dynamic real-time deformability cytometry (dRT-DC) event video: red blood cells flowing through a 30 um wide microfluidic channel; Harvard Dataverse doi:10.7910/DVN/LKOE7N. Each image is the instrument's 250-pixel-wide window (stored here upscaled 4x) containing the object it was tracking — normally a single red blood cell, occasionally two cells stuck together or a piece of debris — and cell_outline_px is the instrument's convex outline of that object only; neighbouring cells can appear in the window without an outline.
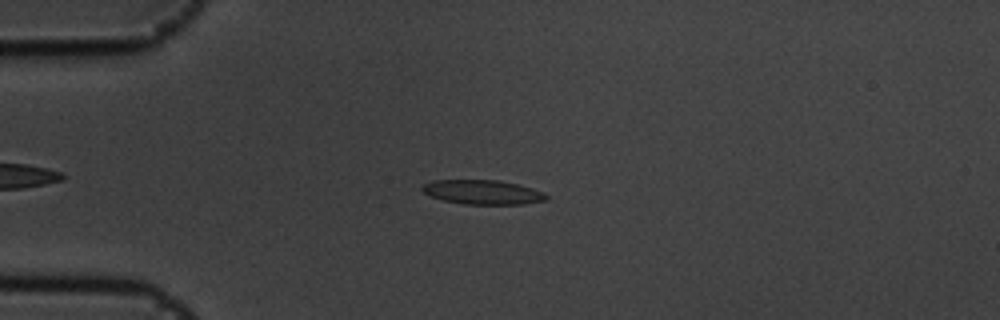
{"species": "common noctule bat (a hibernating species)", "species_latin": "Nyctalus noctula", "temperature_condition": "cold", "stored_images_in_passage": 50, "camera_frame_rate_fps": 3000, "um_per_image_px": 0.085, "animal": {"sex": "male", "body_mass_g": 19.5, "forearm_length_mm": 54.6}, "frame": {"image": 1, "passage_image": 8, "time_ms": 2.333, "image_size_px": [1000, 320], "cell_outline_px": [[548, 196], [544, 200], [524, 204], [464, 204], [444, 200], [432, 196], [424, 192], [420, 188], [424, 184], [432, 180], [500, 180], [532, 188], [544, 192]], "centroid_in_image_um": [41.02, 16.33], "position_along_channel_um": 44.0, "area_um2": 17.46}}
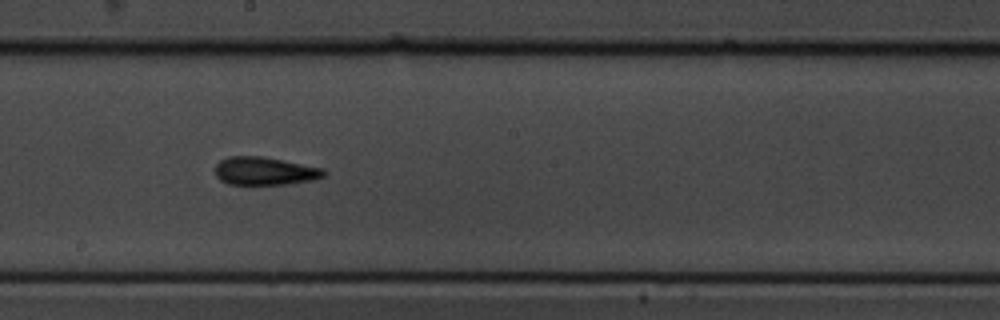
{"frame": {"image": 2, "passage_image": 25, "time_ms": 8.0, "image_size_px": [1000, 320], "cell_outline_px": [[324, 176], [312, 180], [288, 184], [228, 184], [220, 180], [216, 176], [216, 164], [220, 160], [228, 156], [264, 156], [324, 168]], "centroid_in_image_um": [22.49, 14.53], "position_along_channel_um": 225.7, "area_um2": 17.8}}
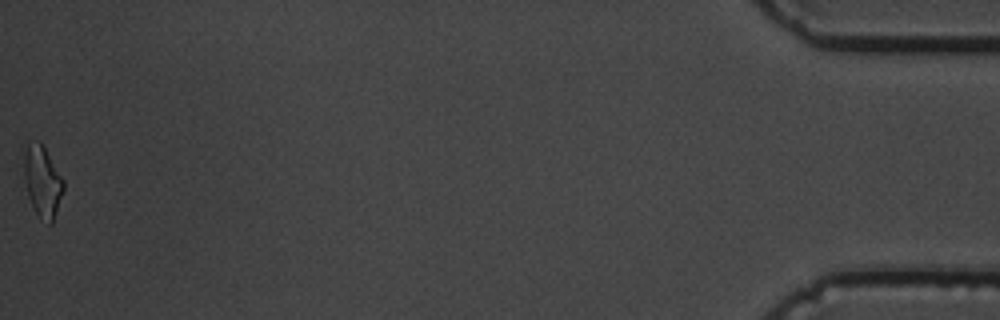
{"frame": {"image": 3, "passage_image": 50, "time_ms": 16.333, "image_size_px": [1000, 320], "cell_outline_px": [[64, 192], [52, 224], [48, 224], [40, 220], [32, 208], [28, 196], [24, 180], [24, 152], [28, 140], [40, 140], [64, 180]], "centroid_in_image_um": [3.6, 15.43], "position_along_channel_um": 431.6, "area_um2": 16.88}, "authors_computed_cell_mechanics": {"area_um2": 17.1088, "velocity_mm_per_s": 3.5983, "shape_relaxation_time_tau1_ms": 5.9776, "shape_relaxation_time_tau2_ms": 4.8626, "deformation_change_tau1": 0.1618, "deformation_change_tau2": 0.1385}}